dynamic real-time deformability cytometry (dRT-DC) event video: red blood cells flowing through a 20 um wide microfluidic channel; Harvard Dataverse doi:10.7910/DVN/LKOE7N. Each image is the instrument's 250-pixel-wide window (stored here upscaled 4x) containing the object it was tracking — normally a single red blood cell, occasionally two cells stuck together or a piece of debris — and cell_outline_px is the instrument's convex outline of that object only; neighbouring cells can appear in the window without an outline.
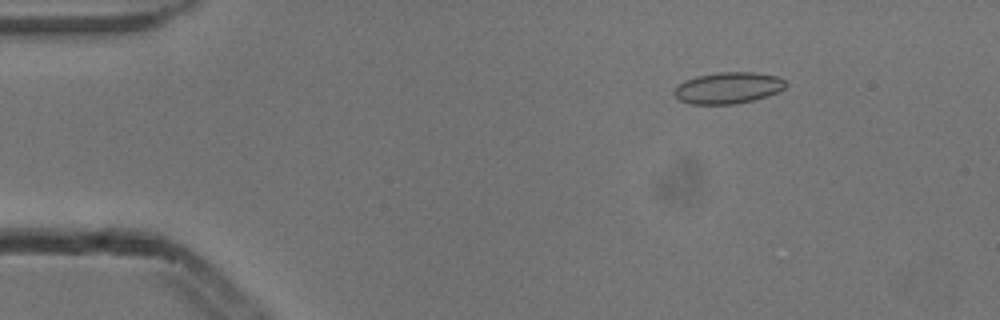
{"species": "common noctule bat (a hibernating species)", "species_latin": "Nyctalus noctula", "temperature_condition": "cold", "stored_images_in_passage": 6, "camera_frame_rate_fps": 3000, "um_per_image_px": 0.085, "animal": {"sex": "male", "body_mass_g": 13.3}, "frame": {"image": 1, "passage_image": 6, "time_ms": 1.667, "image_size_px": [1000, 320], "cell_outline_px": [[788, 84], [784, 88], [768, 96], [736, 104], [692, 104], [680, 100], [672, 92], [684, 80], [696, 76], [720, 72], [752, 72], [776, 76], [784, 80]], "centroid_in_image_um": [61.89, 7.47], "position_along_channel_um": 23.1, "area_um2": 20.29}}